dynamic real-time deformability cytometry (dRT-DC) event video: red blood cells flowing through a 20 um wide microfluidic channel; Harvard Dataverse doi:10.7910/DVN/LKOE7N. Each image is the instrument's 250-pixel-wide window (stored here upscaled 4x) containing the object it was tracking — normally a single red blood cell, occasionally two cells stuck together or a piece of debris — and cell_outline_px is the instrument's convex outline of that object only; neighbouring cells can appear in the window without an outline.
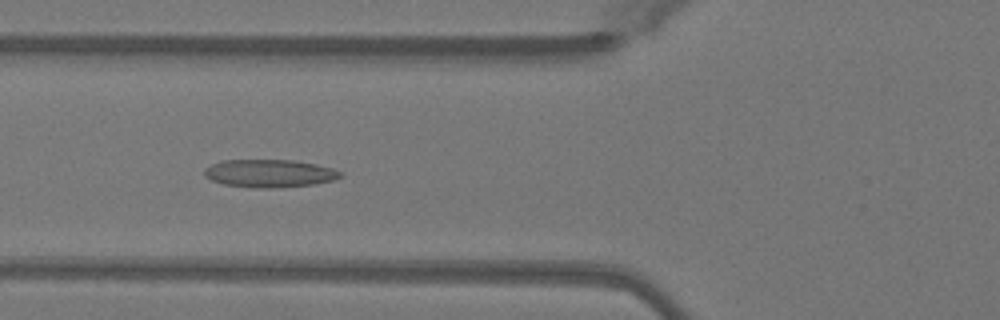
{"species": "Egyptian fruit bat (a non-hibernating species)", "species_latin": "Rousettus aegyptiacus", "temperature_condition": "warm", "stored_images_in_passage": 44, "camera_frame_rate_fps": 3000, "um_per_image_px": 0.085, "animal": {"sex": "female"}, "frame": {"image": 1, "passage_image": 13, "time_ms": 4.0, "image_size_px": [1000, 320], "cell_outline_px": [[344, 172], [340, 176], [332, 180], [312, 184], [272, 188], [252, 188], [224, 184], [212, 180], [204, 176], [204, 168], [220, 160], [292, 160], [316, 164], [332, 168]], "centroid_in_image_um": [22.87, 14.73], "position_along_channel_um": 102.9, "area_um2": 22.02}}
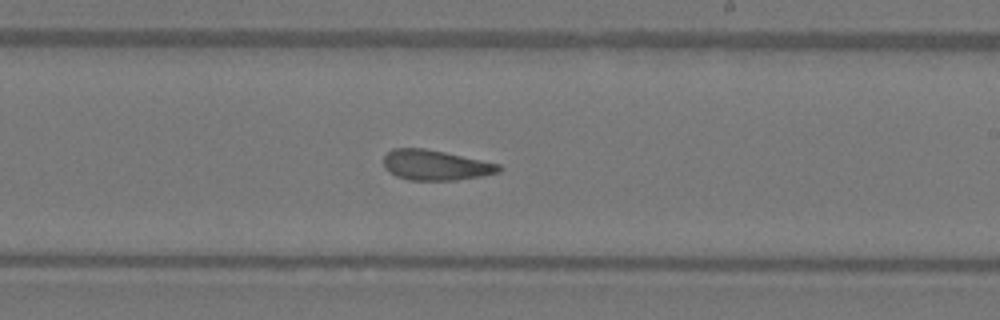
{"frame": {"image": 2, "passage_image": 24, "time_ms": 7.667, "image_size_px": [1000, 320], "cell_outline_px": [[504, 168], [500, 172], [480, 176], [456, 180], [408, 180], [396, 176], [388, 172], [384, 168], [384, 156], [392, 148], [424, 148], [444, 152], [500, 164]], "centroid_in_image_um": [37.01, 14.04], "position_along_channel_um": 252.0, "area_um2": 20.35}}
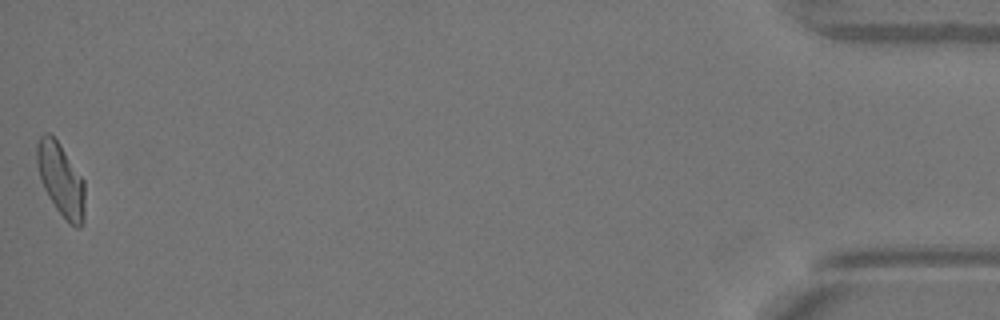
{"frame": {"image": 3, "passage_image": 44, "time_ms": 14.333, "image_size_px": [1000, 320], "cell_outline_px": [[84, 220], [80, 228], [76, 228], [56, 208], [48, 196], [44, 188], [36, 164], [36, 144], [40, 136], [44, 132], [48, 132], [60, 144], [84, 180]], "centroid_in_image_um": [5.16, 15.24], "position_along_channel_um": 430.0, "area_um2": 20.17}, "authors_computed_cell_mechanics": {"area_um2": 20.7213, "velocity_mm_per_s": 4.0564, "shape_relaxation_time_tau1_ms": null, "shape_relaxation_time_tau2_ms": 2.6508, "deformation_change_tau1": null, "deformation_change_tau2": 0.1108}}